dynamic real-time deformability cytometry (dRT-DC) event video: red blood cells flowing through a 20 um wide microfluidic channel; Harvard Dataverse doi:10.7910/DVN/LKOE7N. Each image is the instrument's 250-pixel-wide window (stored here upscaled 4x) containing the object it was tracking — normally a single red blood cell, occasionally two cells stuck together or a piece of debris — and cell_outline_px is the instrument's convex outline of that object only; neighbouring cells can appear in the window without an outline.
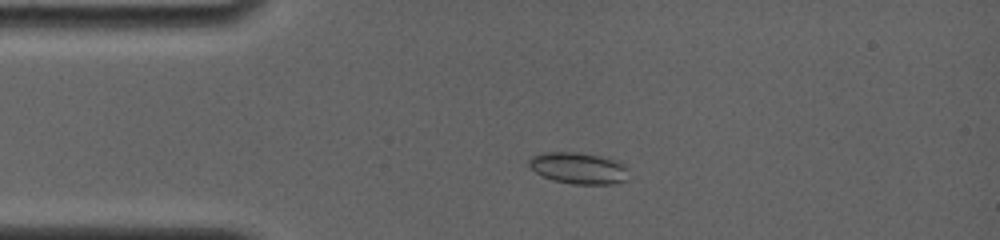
{"species": "common noctule bat (a hibernating species)", "species_latin": "Nyctalus noctula", "temperature_condition": "room temperature", "stored_images_in_passage": 51, "camera_frame_rate_fps": 4000, "um_per_image_px": 0.085, "animal": {"sex": "female", "body_mass_g": 19.0, "forearm_length_mm": 56.7}, "frame": {"image": 1, "passage_image": 7, "time_ms": 3.0, "image_size_px": [1000, 240], "cell_outline_px": [[628, 180], [612, 184], [572, 184], [552, 180], [536, 172], [528, 164], [528, 160], [532, 156], [540, 152], [580, 152], [620, 160], [624, 164]], "centroid_in_image_um": [49.18, 14.28], "position_along_channel_um": 35.8, "area_um2": 18.44}}
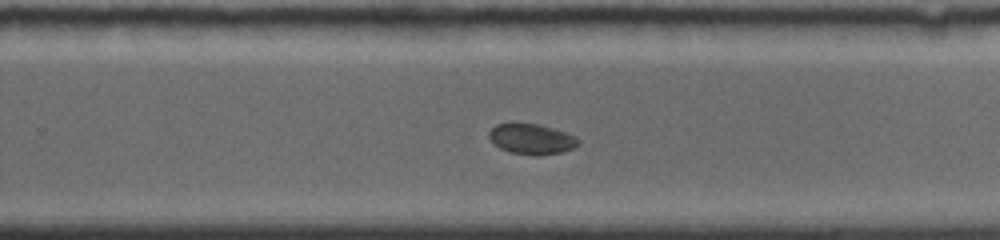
{"frame": {"image": 2, "passage_image": 33, "time_ms": 10.25, "image_size_px": [1000, 240], "cell_outline_px": [[580, 144], [572, 148], [560, 152], [536, 156], [512, 152], [500, 148], [488, 136], [488, 132], [496, 124], [540, 124], [576, 136], [580, 140]], "centroid_in_image_um": [45.21, 11.82], "position_along_channel_um": 284.6, "area_um2": 15.55}}
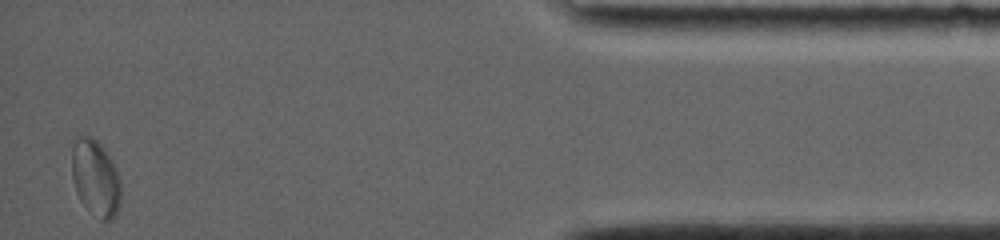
{"frame": {"image": 3, "passage_image": 51, "time_ms": 15.5, "image_size_px": [1000, 240], "cell_outline_px": [[120, 204], [112, 220], [108, 224], [100, 220], [80, 200], [76, 192], [72, 180], [68, 144], [72, 136], [92, 136], [104, 148], [112, 160], [116, 168], [120, 180]], "centroid_in_image_um": [8.05, 15.06], "position_along_channel_um": 427.2, "area_um2": 22.89}, "authors_computed_cell_mechanics": {"area_um2": 16.8776, "velocity_mm_per_s": 3.8044, "shape_relaxation_time_tau1_ms": null, "shape_relaxation_time_tau2_ms": 2.1943, "deformation_change_tau1": null, "deformation_change_tau2": 0.0243}}